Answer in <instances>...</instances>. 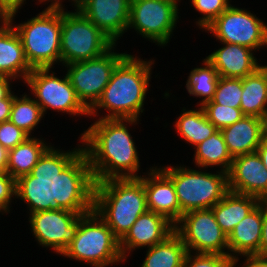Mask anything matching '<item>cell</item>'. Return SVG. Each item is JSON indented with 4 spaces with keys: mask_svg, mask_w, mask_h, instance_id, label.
Listing matches in <instances>:
<instances>
[{
    "mask_svg": "<svg viewBox=\"0 0 267 267\" xmlns=\"http://www.w3.org/2000/svg\"><path fill=\"white\" fill-rule=\"evenodd\" d=\"M191 3L195 10L203 14L196 23L204 29L231 5L229 0H191Z\"/></svg>",
    "mask_w": 267,
    "mask_h": 267,
    "instance_id": "cell-33",
    "label": "cell"
},
{
    "mask_svg": "<svg viewBox=\"0 0 267 267\" xmlns=\"http://www.w3.org/2000/svg\"><path fill=\"white\" fill-rule=\"evenodd\" d=\"M260 201L255 196L229 191L211 209L215 215L216 222L228 237L234 227L253 211L259 205Z\"/></svg>",
    "mask_w": 267,
    "mask_h": 267,
    "instance_id": "cell-23",
    "label": "cell"
},
{
    "mask_svg": "<svg viewBox=\"0 0 267 267\" xmlns=\"http://www.w3.org/2000/svg\"><path fill=\"white\" fill-rule=\"evenodd\" d=\"M74 1V6H78L83 0H72ZM51 4L48 7H57V8H62V0H51Z\"/></svg>",
    "mask_w": 267,
    "mask_h": 267,
    "instance_id": "cell-44",
    "label": "cell"
},
{
    "mask_svg": "<svg viewBox=\"0 0 267 267\" xmlns=\"http://www.w3.org/2000/svg\"><path fill=\"white\" fill-rule=\"evenodd\" d=\"M262 222L263 200L234 227L233 231L228 236V251L234 252L232 253L233 255H231L233 267L236 266V262L239 260L238 254L243 257L244 255H259Z\"/></svg>",
    "mask_w": 267,
    "mask_h": 267,
    "instance_id": "cell-21",
    "label": "cell"
},
{
    "mask_svg": "<svg viewBox=\"0 0 267 267\" xmlns=\"http://www.w3.org/2000/svg\"><path fill=\"white\" fill-rule=\"evenodd\" d=\"M62 255L93 267L124 262L119 240L95 210L79 216L76 236Z\"/></svg>",
    "mask_w": 267,
    "mask_h": 267,
    "instance_id": "cell-6",
    "label": "cell"
},
{
    "mask_svg": "<svg viewBox=\"0 0 267 267\" xmlns=\"http://www.w3.org/2000/svg\"><path fill=\"white\" fill-rule=\"evenodd\" d=\"M242 87V113L262 118L267 112V84L263 72L258 68L254 73L242 78Z\"/></svg>",
    "mask_w": 267,
    "mask_h": 267,
    "instance_id": "cell-26",
    "label": "cell"
},
{
    "mask_svg": "<svg viewBox=\"0 0 267 267\" xmlns=\"http://www.w3.org/2000/svg\"><path fill=\"white\" fill-rule=\"evenodd\" d=\"M13 196L16 198V180L7 172L0 173V211L9 212Z\"/></svg>",
    "mask_w": 267,
    "mask_h": 267,
    "instance_id": "cell-36",
    "label": "cell"
},
{
    "mask_svg": "<svg viewBox=\"0 0 267 267\" xmlns=\"http://www.w3.org/2000/svg\"><path fill=\"white\" fill-rule=\"evenodd\" d=\"M8 150L0 143V173L7 172Z\"/></svg>",
    "mask_w": 267,
    "mask_h": 267,
    "instance_id": "cell-42",
    "label": "cell"
},
{
    "mask_svg": "<svg viewBox=\"0 0 267 267\" xmlns=\"http://www.w3.org/2000/svg\"><path fill=\"white\" fill-rule=\"evenodd\" d=\"M173 182L181 217L192 210L211 209L229 192L228 173L212 174L179 166L160 168Z\"/></svg>",
    "mask_w": 267,
    "mask_h": 267,
    "instance_id": "cell-7",
    "label": "cell"
},
{
    "mask_svg": "<svg viewBox=\"0 0 267 267\" xmlns=\"http://www.w3.org/2000/svg\"><path fill=\"white\" fill-rule=\"evenodd\" d=\"M257 153L259 154L263 164L264 168L267 170V140L263 139L260 146L257 148Z\"/></svg>",
    "mask_w": 267,
    "mask_h": 267,
    "instance_id": "cell-43",
    "label": "cell"
},
{
    "mask_svg": "<svg viewBox=\"0 0 267 267\" xmlns=\"http://www.w3.org/2000/svg\"><path fill=\"white\" fill-rule=\"evenodd\" d=\"M13 27L32 68H52L61 62L62 8L47 7L36 17Z\"/></svg>",
    "mask_w": 267,
    "mask_h": 267,
    "instance_id": "cell-5",
    "label": "cell"
},
{
    "mask_svg": "<svg viewBox=\"0 0 267 267\" xmlns=\"http://www.w3.org/2000/svg\"><path fill=\"white\" fill-rule=\"evenodd\" d=\"M179 0H131L127 29L134 28L142 37L166 45L176 26Z\"/></svg>",
    "mask_w": 267,
    "mask_h": 267,
    "instance_id": "cell-11",
    "label": "cell"
},
{
    "mask_svg": "<svg viewBox=\"0 0 267 267\" xmlns=\"http://www.w3.org/2000/svg\"><path fill=\"white\" fill-rule=\"evenodd\" d=\"M155 168V169H154ZM143 181L148 211L166 217L174 225L181 218V209L172 180L159 168H150Z\"/></svg>",
    "mask_w": 267,
    "mask_h": 267,
    "instance_id": "cell-18",
    "label": "cell"
},
{
    "mask_svg": "<svg viewBox=\"0 0 267 267\" xmlns=\"http://www.w3.org/2000/svg\"><path fill=\"white\" fill-rule=\"evenodd\" d=\"M195 148L194 163L198 168L220 165V170L229 172L233 158L228 152L221 130H217Z\"/></svg>",
    "mask_w": 267,
    "mask_h": 267,
    "instance_id": "cell-27",
    "label": "cell"
},
{
    "mask_svg": "<svg viewBox=\"0 0 267 267\" xmlns=\"http://www.w3.org/2000/svg\"><path fill=\"white\" fill-rule=\"evenodd\" d=\"M204 67L194 68L186 82V88L190 95L202 97L200 106L213 99L217 82L220 78L215 68L205 58Z\"/></svg>",
    "mask_w": 267,
    "mask_h": 267,
    "instance_id": "cell-29",
    "label": "cell"
},
{
    "mask_svg": "<svg viewBox=\"0 0 267 267\" xmlns=\"http://www.w3.org/2000/svg\"><path fill=\"white\" fill-rule=\"evenodd\" d=\"M64 11L62 7L61 62L64 65L94 59L116 44L78 9Z\"/></svg>",
    "mask_w": 267,
    "mask_h": 267,
    "instance_id": "cell-8",
    "label": "cell"
},
{
    "mask_svg": "<svg viewBox=\"0 0 267 267\" xmlns=\"http://www.w3.org/2000/svg\"><path fill=\"white\" fill-rule=\"evenodd\" d=\"M182 267H233V260L230 256L220 254L187 252Z\"/></svg>",
    "mask_w": 267,
    "mask_h": 267,
    "instance_id": "cell-34",
    "label": "cell"
},
{
    "mask_svg": "<svg viewBox=\"0 0 267 267\" xmlns=\"http://www.w3.org/2000/svg\"><path fill=\"white\" fill-rule=\"evenodd\" d=\"M9 80L12 78L0 76V100L6 99L12 93Z\"/></svg>",
    "mask_w": 267,
    "mask_h": 267,
    "instance_id": "cell-41",
    "label": "cell"
},
{
    "mask_svg": "<svg viewBox=\"0 0 267 267\" xmlns=\"http://www.w3.org/2000/svg\"><path fill=\"white\" fill-rule=\"evenodd\" d=\"M200 107L203 108L207 119L218 129L233 125L245 115L239 108H231L216 104L213 100L207 101Z\"/></svg>",
    "mask_w": 267,
    "mask_h": 267,
    "instance_id": "cell-32",
    "label": "cell"
},
{
    "mask_svg": "<svg viewBox=\"0 0 267 267\" xmlns=\"http://www.w3.org/2000/svg\"><path fill=\"white\" fill-rule=\"evenodd\" d=\"M259 69L263 72L264 76H265V80H266V84H267V66H260L259 65Z\"/></svg>",
    "mask_w": 267,
    "mask_h": 267,
    "instance_id": "cell-46",
    "label": "cell"
},
{
    "mask_svg": "<svg viewBox=\"0 0 267 267\" xmlns=\"http://www.w3.org/2000/svg\"><path fill=\"white\" fill-rule=\"evenodd\" d=\"M114 46L100 57L67 65V77L78 99L90 110L100 99L115 67L128 55L115 53Z\"/></svg>",
    "mask_w": 267,
    "mask_h": 267,
    "instance_id": "cell-9",
    "label": "cell"
},
{
    "mask_svg": "<svg viewBox=\"0 0 267 267\" xmlns=\"http://www.w3.org/2000/svg\"><path fill=\"white\" fill-rule=\"evenodd\" d=\"M46 144L43 140L30 136L15 148L8 150L7 173L15 180L30 174L40 157L51 146Z\"/></svg>",
    "mask_w": 267,
    "mask_h": 267,
    "instance_id": "cell-24",
    "label": "cell"
},
{
    "mask_svg": "<svg viewBox=\"0 0 267 267\" xmlns=\"http://www.w3.org/2000/svg\"><path fill=\"white\" fill-rule=\"evenodd\" d=\"M50 69L33 68L25 80L43 114L50 108L75 116L77 114L89 116V110L78 99L67 75L59 79L54 72L49 73Z\"/></svg>",
    "mask_w": 267,
    "mask_h": 267,
    "instance_id": "cell-12",
    "label": "cell"
},
{
    "mask_svg": "<svg viewBox=\"0 0 267 267\" xmlns=\"http://www.w3.org/2000/svg\"><path fill=\"white\" fill-rule=\"evenodd\" d=\"M221 132L232 158L252 153L263 140L262 119L245 115L233 125L222 128Z\"/></svg>",
    "mask_w": 267,
    "mask_h": 267,
    "instance_id": "cell-22",
    "label": "cell"
},
{
    "mask_svg": "<svg viewBox=\"0 0 267 267\" xmlns=\"http://www.w3.org/2000/svg\"><path fill=\"white\" fill-rule=\"evenodd\" d=\"M176 132L181 135L187 143L198 145L209 138L218 129L207 119L203 108L189 110L181 114L176 123Z\"/></svg>",
    "mask_w": 267,
    "mask_h": 267,
    "instance_id": "cell-28",
    "label": "cell"
},
{
    "mask_svg": "<svg viewBox=\"0 0 267 267\" xmlns=\"http://www.w3.org/2000/svg\"><path fill=\"white\" fill-rule=\"evenodd\" d=\"M30 137L10 121L0 123V143L7 150L15 148Z\"/></svg>",
    "mask_w": 267,
    "mask_h": 267,
    "instance_id": "cell-35",
    "label": "cell"
},
{
    "mask_svg": "<svg viewBox=\"0 0 267 267\" xmlns=\"http://www.w3.org/2000/svg\"><path fill=\"white\" fill-rule=\"evenodd\" d=\"M263 139L267 140V112L262 116Z\"/></svg>",
    "mask_w": 267,
    "mask_h": 267,
    "instance_id": "cell-45",
    "label": "cell"
},
{
    "mask_svg": "<svg viewBox=\"0 0 267 267\" xmlns=\"http://www.w3.org/2000/svg\"><path fill=\"white\" fill-rule=\"evenodd\" d=\"M206 30L222 43L238 44L254 51L267 45V25L250 11L232 5Z\"/></svg>",
    "mask_w": 267,
    "mask_h": 267,
    "instance_id": "cell-13",
    "label": "cell"
},
{
    "mask_svg": "<svg viewBox=\"0 0 267 267\" xmlns=\"http://www.w3.org/2000/svg\"><path fill=\"white\" fill-rule=\"evenodd\" d=\"M13 100V91L6 99L0 100V123L9 121Z\"/></svg>",
    "mask_w": 267,
    "mask_h": 267,
    "instance_id": "cell-39",
    "label": "cell"
},
{
    "mask_svg": "<svg viewBox=\"0 0 267 267\" xmlns=\"http://www.w3.org/2000/svg\"><path fill=\"white\" fill-rule=\"evenodd\" d=\"M43 116L44 114L41 107L35 101V98L32 99L25 93L21 98L14 95L9 121L22 129L29 136Z\"/></svg>",
    "mask_w": 267,
    "mask_h": 267,
    "instance_id": "cell-30",
    "label": "cell"
},
{
    "mask_svg": "<svg viewBox=\"0 0 267 267\" xmlns=\"http://www.w3.org/2000/svg\"><path fill=\"white\" fill-rule=\"evenodd\" d=\"M137 121L99 118L81 135L95 183L111 178L140 177L136 173L140 167L138 152L126 126Z\"/></svg>",
    "mask_w": 267,
    "mask_h": 267,
    "instance_id": "cell-2",
    "label": "cell"
},
{
    "mask_svg": "<svg viewBox=\"0 0 267 267\" xmlns=\"http://www.w3.org/2000/svg\"><path fill=\"white\" fill-rule=\"evenodd\" d=\"M94 210L120 241L138 217L148 211L140 178H111L95 183Z\"/></svg>",
    "mask_w": 267,
    "mask_h": 267,
    "instance_id": "cell-4",
    "label": "cell"
},
{
    "mask_svg": "<svg viewBox=\"0 0 267 267\" xmlns=\"http://www.w3.org/2000/svg\"><path fill=\"white\" fill-rule=\"evenodd\" d=\"M222 47L206 57L220 77L245 78L254 73L259 65L254 50L232 43H222Z\"/></svg>",
    "mask_w": 267,
    "mask_h": 267,
    "instance_id": "cell-20",
    "label": "cell"
},
{
    "mask_svg": "<svg viewBox=\"0 0 267 267\" xmlns=\"http://www.w3.org/2000/svg\"><path fill=\"white\" fill-rule=\"evenodd\" d=\"M174 224L161 214L147 211L140 215L126 235L119 241L123 259L139 247L150 248L164 241L174 232ZM128 251V252H127Z\"/></svg>",
    "mask_w": 267,
    "mask_h": 267,
    "instance_id": "cell-17",
    "label": "cell"
},
{
    "mask_svg": "<svg viewBox=\"0 0 267 267\" xmlns=\"http://www.w3.org/2000/svg\"><path fill=\"white\" fill-rule=\"evenodd\" d=\"M242 93V78L220 77L212 100L221 106L241 109Z\"/></svg>",
    "mask_w": 267,
    "mask_h": 267,
    "instance_id": "cell-31",
    "label": "cell"
},
{
    "mask_svg": "<svg viewBox=\"0 0 267 267\" xmlns=\"http://www.w3.org/2000/svg\"><path fill=\"white\" fill-rule=\"evenodd\" d=\"M228 188L234 193L267 200V170L257 151L233 158Z\"/></svg>",
    "mask_w": 267,
    "mask_h": 267,
    "instance_id": "cell-16",
    "label": "cell"
},
{
    "mask_svg": "<svg viewBox=\"0 0 267 267\" xmlns=\"http://www.w3.org/2000/svg\"><path fill=\"white\" fill-rule=\"evenodd\" d=\"M151 60L143 61L128 54L114 69L108 85L97 103L89 110V116H97V109H105L109 119H137L144 109L148 91ZM97 108V109H96Z\"/></svg>",
    "mask_w": 267,
    "mask_h": 267,
    "instance_id": "cell-3",
    "label": "cell"
},
{
    "mask_svg": "<svg viewBox=\"0 0 267 267\" xmlns=\"http://www.w3.org/2000/svg\"><path fill=\"white\" fill-rule=\"evenodd\" d=\"M38 1L41 3V2H43V1H44V2H45V1H48V2H49L50 0H38Z\"/></svg>",
    "mask_w": 267,
    "mask_h": 267,
    "instance_id": "cell-47",
    "label": "cell"
},
{
    "mask_svg": "<svg viewBox=\"0 0 267 267\" xmlns=\"http://www.w3.org/2000/svg\"><path fill=\"white\" fill-rule=\"evenodd\" d=\"M131 0H83L77 7L115 44L127 30Z\"/></svg>",
    "mask_w": 267,
    "mask_h": 267,
    "instance_id": "cell-15",
    "label": "cell"
},
{
    "mask_svg": "<svg viewBox=\"0 0 267 267\" xmlns=\"http://www.w3.org/2000/svg\"><path fill=\"white\" fill-rule=\"evenodd\" d=\"M246 257V262H244L243 267H267V256L254 255H244Z\"/></svg>",
    "mask_w": 267,
    "mask_h": 267,
    "instance_id": "cell-40",
    "label": "cell"
},
{
    "mask_svg": "<svg viewBox=\"0 0 267 267\" xmlns=\"http://www.w3.org/2000/svg\"><path fill=\"white\" fill-rule=\"evenodd\" d=\"M12 24L7 19L0 20V76L14 80L22 77L25 82L33 68L25 57L21 38Z\"/></svg>",
    "mask_w": 267,
    "mask_h": 267,
    "instance_id": "cell-19",
    "label": "cell"
},
{
    "mask_svg": "<svg viewBox=\"0 0 267 267\" xmlns=\"http://www.w3.org/2000/svg\"><path fill=\"white\" fill-rule=\"evenodd\" d=\"M26 0H0V18L13 22L18 9Z\"/></svg>",
    "mask_w": 267,
    "mask_h": 267,
    "instance_id": "cell-37",
    "label": "cell"
},
{
    "mask_svg": "<svg viewBox=\"0 0 267 267\" xmlns=\"http://www.w3.org/2000/svg\"><path fill=\"white\" fill-rule=\"evenodd\" d=\"M259 255L267 256V200H263V222Z\"/></svg>",
    "mask_w": 267,
    "mask_h": 267,
    "instance_id": "cell-38",
    "label": "cell"
},
{
    "mask_svg": "<svg viewBox=\"0 0 267 267\" xmlns=\"http://www.w3.org/2000/svg\"><path fill=\"white\" fill-rule=\"evenodd\" d=\"M80 215L64 209H53L30 214L29 222L38 243L62 255L76 236Z\"/></svg>",
    "mask_w": 267,
    "mask_h": 267,
    "instance_id": "cell-14",
    "label": "cell"
},
{
    "mask_svg": "<svg viewBox=\"0 0 267 267\" xmlns=\"http://www.w3.org/2000/svg\"><path fill=\"white\" fill-rule=\"evenodd\" d=\"M174 231L182 239L187 252L194 250L196 253L220 254L231 258V253L224 252L226 248L228 250V237L216 222L212 209L184 213L175 224Z\"/></svg>",
    "mask_w": 267,
    "mask_h": 267,
    "instance_id": "cell-10",
    "label": "cell"
},
{
    "mask_svg": "<svg viewBox=\"0 0 267 267\" xmlns=\"http://www.w3.org/2000/svg\"><path fill=\"white\" fill-rule=\"evenodd\" d=\"M147 250L141 267H182L187 253L182 239L175 231Z\"/></svg>",
    "mask_w": 267,
    "mask_h": 267,
    "instance_id": "cell-25",
    "label": "cell"
},
{
    "mask_svg": "<svg viewBox=\"0 0 267 267\" xmlns=\"http://www.w3.org/2000/svg\"><path fill=\"white\" fill-rule=\"evenodd\" d=\"M95 180L83 147L72 151L49 147L30 174L16 180V196L30 214L64 209L78 214L94 210Z\"/></svg>",
    "mask_w": 267,
    "mask_h": 267,
    "instance_id": "cell-1",
    "label": "cell"
}]
</instances>
